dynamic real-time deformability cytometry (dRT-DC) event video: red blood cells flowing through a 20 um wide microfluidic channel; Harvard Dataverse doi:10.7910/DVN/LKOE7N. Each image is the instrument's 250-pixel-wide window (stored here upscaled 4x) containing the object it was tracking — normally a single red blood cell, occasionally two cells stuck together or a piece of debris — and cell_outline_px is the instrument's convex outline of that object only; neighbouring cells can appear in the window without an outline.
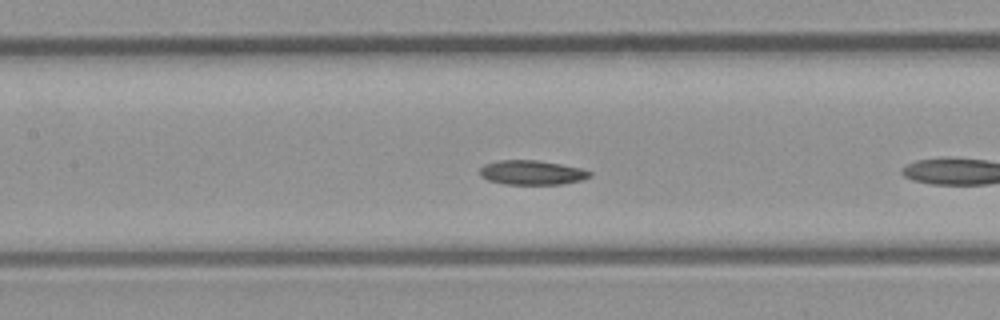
{"species": "common noctule bat (a hibernating species)", "species_latin": "Nyctalus noctula", "temperature_condition": "room temperature", "stored_images_in_passage": 9, "camera_frame_rate_fps": 3000, "um_per_image_px": 0.085, "animal": {"sex": "male", "body_mass_g": 23.1, "forearm_length_mm": 52.7}, "frame": {"image": 1, "passage_image": 8, "time_ms": 2.333, "image_size_px": [1000, 320], "cell_outline_px": [[592, 176], [584, 180], [564, 184], [504, 184], [488, 180], [480, 176], [480, 168], [484, 164], [500, 160], [536, 160], [560, 164], [580, 168], [592, 172]], "centroid_in_image_um": [45.23, 14.67], "position_along_channel_um": 162.2, "area_um2": 15.72}}